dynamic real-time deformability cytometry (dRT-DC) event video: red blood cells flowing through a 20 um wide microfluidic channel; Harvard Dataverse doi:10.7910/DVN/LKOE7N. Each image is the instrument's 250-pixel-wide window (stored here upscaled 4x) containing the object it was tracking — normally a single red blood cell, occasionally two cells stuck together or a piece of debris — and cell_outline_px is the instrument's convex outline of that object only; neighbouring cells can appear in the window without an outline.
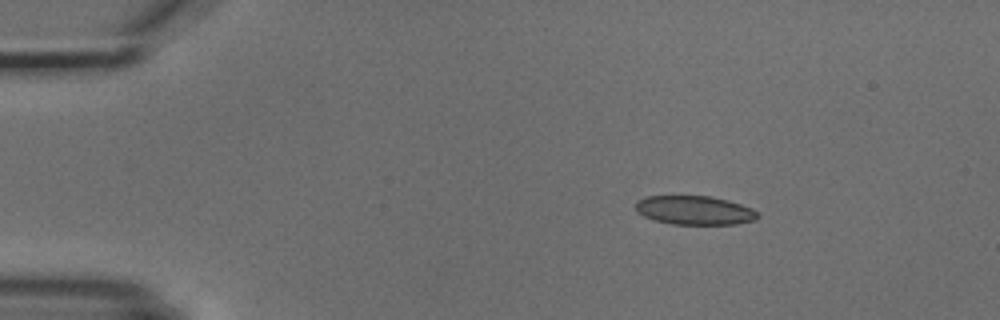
{"species": "common noctule bat (a hibernating species)", "species_latin": "Nyctalus noctula", "temperature_condition": "cold", "stored_images_in_passage": 2, "camera_frame_rate_fps": 3000, "um_per_image_px": 0.085, "animal": {"sex": "male", "body_mass_g": 18.8}, "frame": {"image": 1, "passage_image": 2, "time_ms": 1.333, "image_size_px": [1000, 320], "cell_outline_px": [[760, 216], [756, 220], [736, 224], [672, 224], [652, 220], [636, 212], [636, 200], [644, 196], [712, 196], [728, 200], [752, 208], [760, 212]], "centroid_in_image_um": [59.05, 17.87], "position_along_channel_um": 26.0, "area_um2": 20.87}}